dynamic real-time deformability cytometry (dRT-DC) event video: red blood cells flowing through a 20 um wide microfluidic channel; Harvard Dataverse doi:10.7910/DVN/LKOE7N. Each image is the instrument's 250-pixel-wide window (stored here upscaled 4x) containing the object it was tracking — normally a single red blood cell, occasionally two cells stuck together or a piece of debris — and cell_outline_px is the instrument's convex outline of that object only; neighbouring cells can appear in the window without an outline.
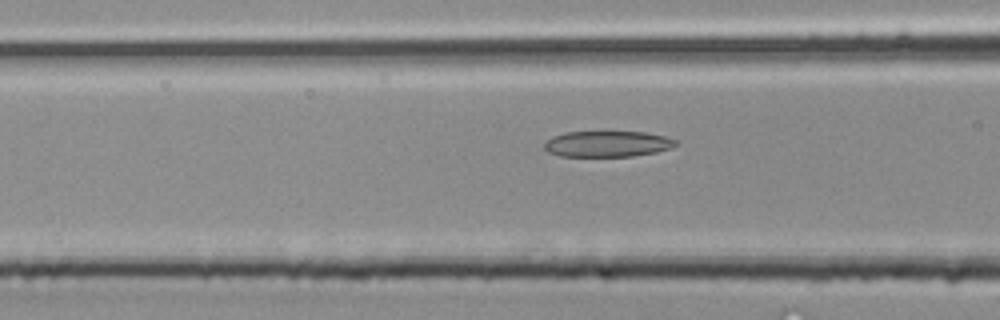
{"species": "common noctule bat (a hibernating species)", "species_latin": "Nyctalus noctula", "temperature_condition": "room temperature", "stored_images_in_passage": 4, "camera_frame_rate_fps": 3000, "um_per_image_px": 0.085, "animal": {"sex": "male", "body_mass_g": 20.4}, "frame": {"image": 1, "passage_image": 4, "time_ms": 1.0, "image_size_px": [1000, 320], "cell_outline_px": [[676, 144], [672, 148], [656, 152], [632, 156], [560, 156], [548, 152], [544, 148], [544, 144], [552, 136], [564, 132], [644, 132], [664, 136], [676, 140]], "centroid_in_image_um": [51.61, 12.23], "position_along_channel_um": 115.0, "area_um2": 19.77}}